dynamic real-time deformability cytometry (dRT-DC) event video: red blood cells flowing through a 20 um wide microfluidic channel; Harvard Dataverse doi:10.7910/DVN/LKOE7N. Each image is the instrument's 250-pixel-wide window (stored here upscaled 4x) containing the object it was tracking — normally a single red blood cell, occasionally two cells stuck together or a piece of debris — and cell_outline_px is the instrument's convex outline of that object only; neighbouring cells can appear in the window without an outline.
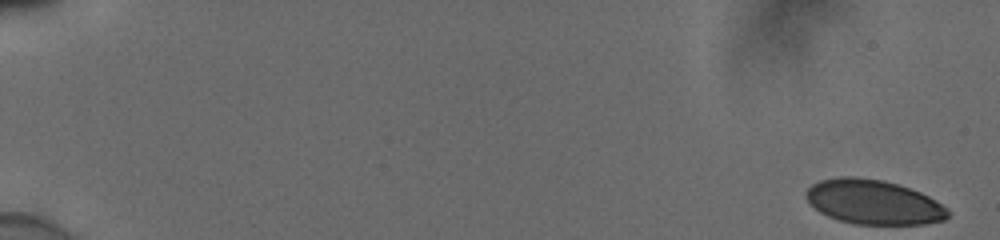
{"species": "human", "species_latin": "Homo sapiens", "temperature_condition": "cold", "stored_images_in_passage": 55, "camera_frame_rate_fps": 3000, "um_per_image_px": 0.085, "donor": {"sex": "male"}, "frame": {"image": 1, "passage_image": 1, "time_ms": 0.0, "image_size_px": [1000, 240], "cell_outline_px": [[948, 216], [944, 220], [924, 224], [852, 224], [828, 216], [820, 212], [804, 196], [804, 192], [812, 184], [820, 180], [840, 176], [852, 176], [884, 180], [920, 192], [928, 196], [948, 208]], "centroid_in_image_um": [74.23, 17.17], "position_along_channel_um": 10.8, "area_um2": 36.7}}
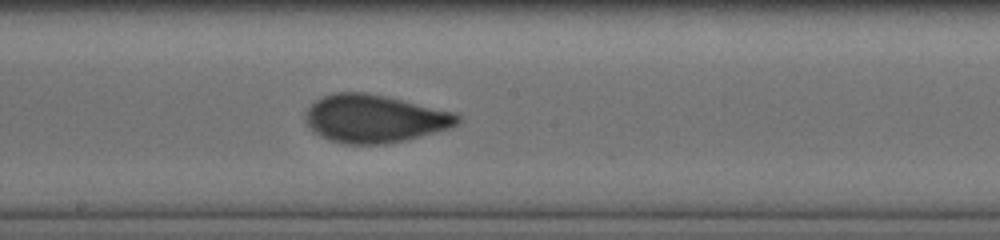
{"frame": {"image": 2, "passage_image": 32, "time_ms": 10.333, "image_size_px": [1000, 240], "cell_outline_px": [[460, 120], [456, 124], [448, 128], [420, 136], [404, 140], [384, 144], [344, 144], [328, 140], [320, 136], [304, 120], [304, 116], [308, 108], [316, 100], [324, 96], [336, 92], [364, 92], [384, 96], [456, 112], [460, 116]], "centroid_in_image_um": [31.82, 10.08], "position_along_channel_um": 216.4, "area_um2": 42.14}}
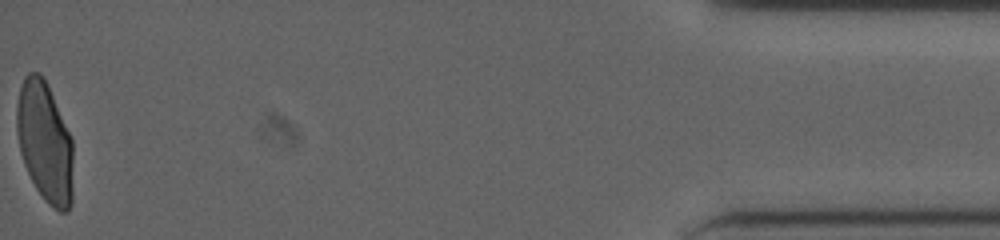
{"frame": {"image": 3, "passage_image": 55, "time_ms": 18.0, "image_size_px": [1000, 240], "cell_outline_px": [[72, 204], [68, 212], [60, 212], [48, 204], [44, 200], [36, 188], [24, 164], [20, 152], [16, 132], [16, 104], [20, 88], [24, 76], [28, 72], [40, 72], [44, 76], [48, 84], [72, 140]], "centroid_in_image_um": [3.8, 12.06], "position_along_channel_um": 431.4, "area_um2": 39.88}, "authors_computed_cell_mechanics": {"area_um2": 40.1132, "velocity_mm_per_s": 3.8753, "shape_relaxation_time_tau1_ms": 9.0631, "shape_relaxation_time_tau2_ms": null, "deformation_change_tau1": 0.2073, "deformation_change_tau2": null}}